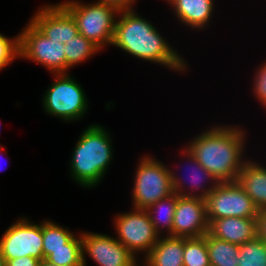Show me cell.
Here are the masks:
<instances>
[{
  "mask_svg": "<svg viewBox=\"0 0 266 266\" xmlns=\"http://www.w3.org/2000/svg\"><path fill=\"white\" fill-rule=\"evenodd\" d=\"M209 223L224 217L257 218L259 209L237 182H219L205 199Z\"/></svg>",
  "mask_w": 266,
  "mask_h": 266,
  "instance_id": "9",
  "label": "cell"
},
{
  "mask_svg": "<svg viewBox=\"0 0 266 266\" xmlns=\"http://www.w3.org/2000/svg\"><path fill=\"white\" fill-rule=\"evenodd\" d=\"M39 259L30 256H23L6 261V266H39Z\"/></svg>",
  "mask_w": 266,
  "mask_h": 266,
  "instance_id": "28",
  "label": "cell"
},
{
  "mask_svg": "<svg viewBox=\"0 0 266 266\" xmlns=\"http://www.w3.org/2000/svg\"><path fill=\"white\" fill-rule=\"evenodd\" d=\"M179 153H181L180 157L182 156L181 159H183L181 162L183 163L186 161L188 164L186 165L189 167L186 169L190 171L188 174L186 173L187 176L184 175L185 173L183 174L184 176H181L182 174H178L176 169L173 170V168H169L173 192L181 196L206 199L219 182L209 171L199 164L186 145Z\"/></svg>",
  "mask_w": 266,
  "mask_h": 266,
  "instance_id": "12",
  "label": "cell"
},
{
  "mask_svg": "<svg viewBox=\"0 0 266 266\" xmlns=\"http://www.w3.org/2000/svg\"><path fill=\"white\" fill-rule=\"evenodd\" d=\"M3 150H6V149L3 147V145L0 144V154H3L2 153ZM0 158H1V155H0ZM0 171H1V169H0Z\"/></svg>",
  "mask_w": 266,
  "mask_h": 266,
  "instance_id": "33",
  "label": "cell"
},
{
  "mask_svg": "<svg viewBox=\"0 0 266 266\" xmlns=\"http://www.w3.org/2000/svg\"><path fill=\"white\" fill-rule=\"evenodd\" d=\"M19 58L44 66L52 74L69 73L64 44L44 36L30 21L18 33Z\"/></svg>",
  "mask_w": 266,
  "mask_h": 266,
  "instance_id": "7",
  "label": "cell"
},
{
  "mask_svg": "<svg viewBox=\"0 0 266 266\" xmlns=\"http://www.w3.org/2000/svg\"><path fill=\"white\" fill-rule=\"evenodd\" d=\"M246 138L240 126L217 124L194 136L186 146L218 182H233L248 160L244 156Z\"/></svg>",
  "mask_w": 266,
  "mask_h": 266,
  "instance_id": "2",
  "label": "cell"
},
{
  "mask_svg": "<svg viewBox=\"0 0 266 266\" xmlns=\"http://www.w3.org/2000/svg\"><path fill=\"white\" fill-rule=\"evenodd\" d=\"M177 203V194L161 199L149 206L146 211L155 231L161 236H173V220Z\"/></svg>",
  "mask_w": 266,
  "mask_h": 266,
  "instance_id": "19",
  "label": "cell"
},
{
  "mask_svg": "<svg viewBox=\"0 0 266 266\" xmlns=\"http://www.w3.org/2000/svg\"><path fill=\"white\" fill-rule=\"evenodd\" d=\"M64 52L66 57V64L68 71L81 64L93 55L101 52V50L94 45L89 39L82 34H77L74 38L64 44Z\"/></svg>",
  "mask_w": 266,
  "mask_h": 266,
  "instance_id": "21",
  "label": "cell"
},
{
  "mask_svg": "<svg viewBox=\"0 0 266 266\" xmlns=\"http://www.w3.org/2000/svg\"><path fill=\"white\" fill-rule=\"evenodd\" d=\"M209 230L206 201L202 198L177 194L173 220V236L197 238Z\"/></svg>",
  "mask_w": 266,
  "mask_h": 266,
  "instance_id": "13",
  "label": "cell"
},
{
  "mask_svg": "<svg viewBox=\"0 0 266 266\" xmlns=\"http://www.w3.org/2000/svg\"><path fill=\"white\" fill-rule=\"evenodd\" d=\"M169 166L153 156L138 159L132 190V207L146 210L157 201L172 195Z\"/></svg>",
  "mask_w": 266,
  "mask_h": 266,
  "instance_id": "6",
  "label": "cell"
},
{
  "mask_svg": "<svg viewBox=\"0 0 266 266\" xmlns=\"http://www.w3.org/2000/svg\"><path fill=\"white\" fill-rule=\"evenodd\" d=\"M74 18L79 33L89 39L101 51L111 45L114 28L120 10L112 5L78 0L59 2Z\"/></svg>",
  "mask_w": 266,
  "mask_h": 266,
  "instance_id": "4",
  "label": "cell"
},
{
  "mask_svg": "<svg viewBox=\"0 0 266 266\" xmlns=\"http://www.w3.org/2000/svg\"><path fill=\"white\" fill-rule=\"evenodd\" d=\"M82 262L89 256L98 266H140L137 259L114 236L103 233L81 232Z\"/></svg>",
  "mask_w": 266,
  "mask_h": 266,
  "instance_id": "11",
  "label": "cell"
},
{
  "mask_svg": "<svg viewBox=\"0 0 266 266\" xmlns=\"http://www.w3.org/2000/svg\"><path fill=\"white\" fill-rule=\"evenodd\" d=\"M0 266H6V261L1 251H0Z\"/></svg>",
  "mask_w": 266,
  "mask_h": 266,
  "instance_id": "32",
  "label": "cell"
},
{
  "mask_svg": "<svg viewBox=\"0 0 266 266\" xmlns=\"http://www.w3.org/2000/svg\"><path fill=\"white\" fill-rule=\"evenodd\" d=\"M136 12L135 9L120 10L111 46L142 61L185 74L189 69L186 59L159 33L152 22Z\"/></svg>",
  "mask_w": 266,
  "mask_h": 266,
  "instance_id": "1",
  "label": "cell"
},
{
  "mask_svg": "<svg viewBox=\"0 0 266 266\" xmlns=\"http://www.w3.org/2000/svg\"><path fill=\"white\" fill-rule=\"evenodd\" d=\"M39 266H58V265L53 264V263L47 261L46 259H43L40 261Z\"/></svg>",
  "mask_w": 266,
  "mask_h": 266,
  "instance_id": "31",
  "label": "cell"
},
{
  "mask_svg": "<svg viewBox=\"0 0 266 266\" xmlns=\"http://www.w3.org/2000/svg\"><path fill=\"white\" fill-rule=\"evenodd\" d=\"M167 3L178 22L198 32L208 29L216 7L215 0H169Z\"/></svg>",
  "mask_w": 266,
  "mask_h": 266,
  "instance_id": "15",
  "label": "cell"
},
{
  "mask_svg": "<svg viewBox=\"0 0 266 266\" xmlns=\"http://www.w3.org/2000/svg\"><path fill=\"white\" fill-rule=\"evenodd\" d=\"M131 209L117 214L113 225L117 236L115 238L138 259L139 254L145 257L149 254L160 236L146 210Z\"/></svg>",
  "mask_w": 266,
  "mask_h": 266,
  "instance_id": "8",
  "label": "cell"
},
{
  "mask_svg": "<svg viewBox=\"0 0 266 266\" xmlns=\"http://www.w3.org/2000/svg\"><path fill=\"white\" fill-rule=\"evenodd\" d=\"M136 1L137 0H97V2L115 6L119 10L135 9Z\"/></svg>",
  "mask_w": 266,
  "mask_h": 266,
  "instance_id": "29",
  "label": "cell"
},
{
  "mask_svg": "<svg viewBox=\"0 0 266 266\" xmlns=\"http://www.w3.org/2000/svg\"><path fill=\"white\" fill-rule=\"evenodd\" d=\"M184 237L161 235L141 266H184Z\"/></svg>",
  "mask_w": 266,
  "mask_h": 266,
  "instance_id": "18",
  "label": "cell"
},
{
  "mask_svg": "<svg viewBox=\"0 0 266 266\" xmlns=\"http://www.w3.org/2000/svg\"><path fill=\"white\" fill-rule=\"evenodd\" d=\"M204 236L206 237L210 265L238 266L239 245L218 239L209 232Z\"/></svg>",
  "mask_w": 266,
  "mask_h": 266,
  "instance_id": "20",
  "label": "cell"
},
{
  "mask_svg": "<svg viewBox=\"0 0 266 266\" xmlns=\"http://www.w3.org/2000/svg\"><path fill=\"white\" fill-rule=\"evenodd\" d=\"M53 81L42 96L43 110L61 121L76 122L88 113L83 87L70 73L52 74Z\"/></svg>",
  "mask_w": 266,
  "mask_h": 266,
  "instance_id": "5",
  "label": "cell"
},
{
  "mask_svg": "<svg viewBox=\"0 0 266 266\" xmlns=\"http://www.w3.org/2000/svg\"><path fill=\"white\" fill-rule=\"evenodd\" d=\"M237 182L253 200L256 207L266 209V166L248 158L241 168Z\"/></svg>",
  "mask_w": 266,
  "mask_h": 266,
  "instance_id": "17",
  "label": "cell"
},
{
  "mask_svg": "<svg viewBox=\"0 0 266 266\" xmlns=\"http://www.w3.org/2000/svg\"><path fill=\"white\" fill-rule=\"evenodd\" d=\"M258 236L266 241V209L261 210L257 217Z\"/></svg>",
  "mask_w": 266,
  "mask_h": 266,
  "instance_id": "30",
  "label": "cell"
},
{
  "mask_svg": "<svg viewBox=\"0 0 266 266\" xmlns=\"http://www.w3.org/2000/svg\"><path fill=\"white\" fill-rule=\"evenodd\" d=\"M29 21L47 38L67 43L79 30L72 15L60 4H45L38 8Z\"/></svg>",
  "mask_w": 266,
  "mask_h": 266,
  "instance_id": "14",
  "label": "cell"
},
{
  "mask_svg": "<svg viewBox=\"0 0 266 266\" xmlns=\"http://www.w3.org/2000/svg\"><path fill=\"white\" fill-rule=\"evenodd\" d=\"M238 266H266V241L259 236L239 246Z\"/></svg>",
  "mask_w": 266,
  "mask_h": 266,
  "instance_id": "24",
  "label": "cell"
},
{
  "mask_svg": "<svg viewBox=\"0 0 266 266\" xmlns=\"http://www.w3.org/2000/svg\"><path fill=\"white\" fill-rule=\"evenodd\" d=\"M111 134L101 124H90L80 134L69 160L70 177L92 189L105 178L113 159Z\"/></svg>",
  "mask_w": 266,
  "mask_h": 266,
  "instance_id": "3",
  "label": "cell"
},
{
  "mask_svg": "<svg viewBox=\"0 0 266 266\" xmlns=\"http://www.w3.org/2000/svg\"><path fill=\"white\" fill-rule=\"evenodd\" d=\"M16 35L10 38L0 33V71L19 58L18 34Z\"/></svg>",
  "mask_w": 266,
  "mask_h": 266,
  "instance_id": "26",
  "label": "cell"
},
{
  "mask_svg": "<svg viewBox=\"0 0 266 266\" xmlns=\"http://www.w3.org/2000/svg\"><path fill=\"white\" fill-rule=\"evenodd\" d=\"M68 227H62L52 220L43 221V257L50 255V250L66 248V244L75 236Z\"/></svg>",
  "mask_w": 266,
  "mask_h": 266,
  "instance_id": "22",
  "label": "cell"
},
{
  "mask_svg": "<svg viewBox=\"0 0 266 266\" xmlns=\"http://www.w3.org/2000/svg\"><path fill=\"white\" fill-rule=\"evenodd\" d=\"M208 232L218 239L240 246L258 236L257 218L224 217L212 220Z\"/></svg>",
  "mask_w": 266,
  "mask_h": 266,
  "instance_id": "16",
  "label": "cell"
},
{
  "mask_svg": "<svg viewBox=\"0 0 266 266\" xmlns=\"http://www.w3.org/2000/svg\"><path fill=\"white\" fill-rule=\"evenodd\" d=\"M78 234L66 244V248L50 250L46 260L58 266H83L82 239L81 233Z\"/></svg>",
  "mask_w": 266,
  "mask_h": 266,
  "instance_id": "23",
  "label": "cell"
},
{
  "mask_svg": "<svg viewBox=\"0 0 266 266\" xmlns=\"http://www.w3.org/2000/svg\"><path fill=\"white\" fill-rule=\"evenodd\" d=\"M254 71V78L252 83V93L254 97L259 101L262 107H266V60L259 64Z\"/></svg>",
  "mask_w": 266,
  "mask_h": 266,
  "instance_id": "27",
  "label": "cell"
},
{
  "mask_svg": "<svg viewBox=\"0 0 266 266\" xmlns=\"http://www.w3.org/2000/svg\"><path fill=\"white\" fill-rule=\"evenodd\" d=\"M0 251L5 261L23 256L43 260V221L37 224L27 217L15 220L0 237Z\"/></svg>",
  "mask_w": 266,
  "mask_h": 266,
  "instance_id": "10",
  "label": "cell"
},
{
  "mask_svg": "<svg viewBox=\"0 0 266 266\" xmlns=\"http://www.w3.org/2000/svg\"><path fill=\"white\" fill-rule=\"evenodd\" d=\"M184 266H209L206 237L184 238Z\"/></svg>",
  "mask_w": 266,
  "mask_h": 266,
  "instance_id": "25",
  "label": "cell"
}]
</instances>
